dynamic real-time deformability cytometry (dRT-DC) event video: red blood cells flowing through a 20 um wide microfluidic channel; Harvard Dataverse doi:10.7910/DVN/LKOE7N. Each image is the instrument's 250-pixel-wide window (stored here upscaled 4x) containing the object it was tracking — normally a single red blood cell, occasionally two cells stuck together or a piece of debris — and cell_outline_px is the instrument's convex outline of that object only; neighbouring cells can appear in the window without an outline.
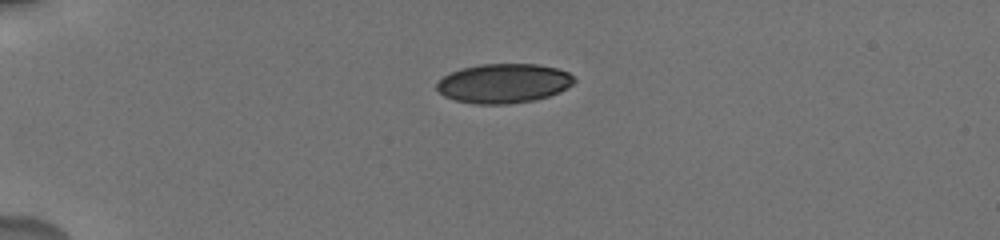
{"species": "human", "species_latin": "Homo sapiens", "temperature_condition": "cold", "stored_images_in_passage": 19, "camera_frame_rate_fps": 3000, "um_per_image_px": 0.085, "donor": {"sex": "male"}, "frame": {"image": 1, "passage_image": 1, "time_ms": 0.0, "image_size_px": [1000, 240], "cell_outline_px": [[576, 80], [572, 84], [560, 92], [548, 96], [532, 100], [508, 104], [476, 104], [456, 100], [444, 96], [436, 88], [436, 84], [444, 76], [460, 68], [480, 64], [536, 64], [556, 68], [568, 72]], "centroid_in_image_um": [42.8, 7.08], "position_along_channel_um": 42.2, "area_um2": 31.39}}
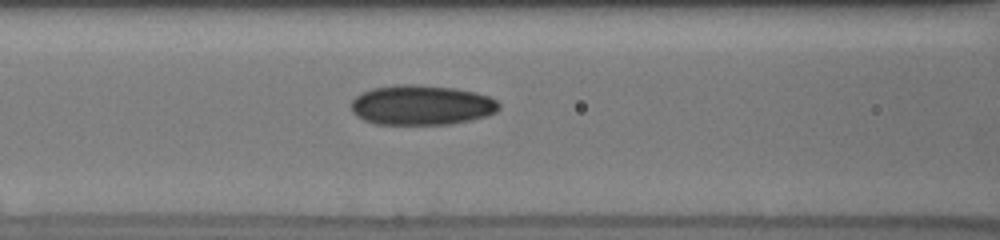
{"frame": {"image": 2, "passage_image": 10, "time_ms": 3.667, "image_size_px": [1000, 240], "cell_outline_px": [[500, 108], [496, 112], [488, 116], [448, 124], [376, 124], [364, 120], [356, 116], [352, 112], [352, 100], [356, 96], [372, 88], [396, 84], [416, 84], [456, 88], [476, 92], [488, 96], [496, 100], [500, 104]], "centroid_in_image_um": [35.84, 8.92], "position_along_channel_um": 130.8, "area_um2": 34.51}}
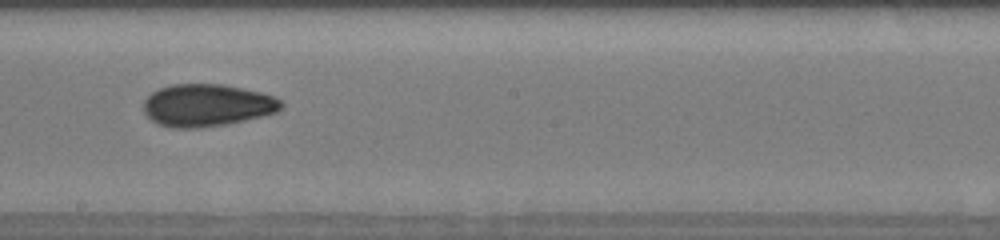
{"frame": {"image": 3, "passage_image": 17, "time_ms": 6.333, "image_size_px": [1000, 240], "cell_outline_px": [[284, 104], [276, 112], [228, 124], [196, 128], [172, 128], [156, 124], [144, 112], [144, 100], [152, 92], [160, 88], [172, 84], [220, 84], [260, 92], [272, 96], [280, 100]], "centroid_in_image_um": [17.56, 8.95], "position_along_channel_um": 230.6, "area_um2": 33.76}}